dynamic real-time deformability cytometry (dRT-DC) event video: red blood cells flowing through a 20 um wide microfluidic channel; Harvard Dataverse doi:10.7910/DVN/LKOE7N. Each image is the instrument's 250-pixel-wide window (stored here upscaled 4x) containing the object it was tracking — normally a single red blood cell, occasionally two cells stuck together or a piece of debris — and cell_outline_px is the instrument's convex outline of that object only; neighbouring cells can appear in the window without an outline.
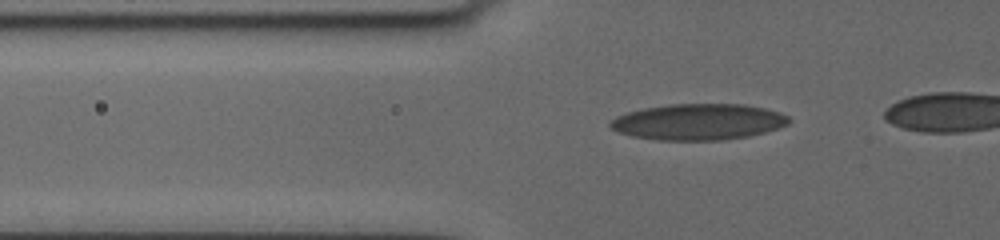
{"species": "human", "species_latin": "Homo sapiens", "temperature_condition": "cold", "stored_images_in_passage": 17, "segment_of_instrument_passage": [1, 2], "camera_frame_rate_fps": 3000, "um_per_image_px": 0.085, "donor": {"sex": "female"}, "frame": {"image": 1, "passage_image": 8, "time_ms": 4.0, "image_size_px": [1000, 240], "cell_outline_px": [[788, 124], [764, 132], [748, 136], [724, 140], [656, 140], [632, 136], [620, 132], [612, 128], [608, 124], [616, 116], [628, 112], [644, 108], [672, 104], [744, 104], [764, 108], [780, 112], [788, 116]], "centroid_in_image_um": [59.35, 10.36], "position_along_channel_um": 66.4, "area_um2": 37.4}}
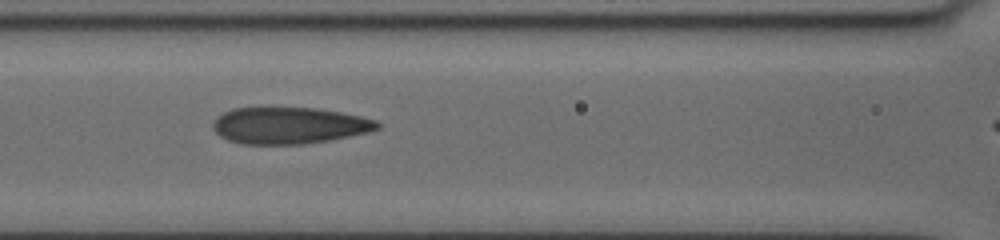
{"frame": {"image": 2, "passage_image": 13, "time_ms": 6.333, "image_size_px": [1000, 240], "cell_outline_px": [[380, 128], [372, 132], [332, 140], [304, 144], [240, 144], [228, 140], [220, 136], [212, 128], [212, 120], [216, 116], [232, 108], [264, 104], [268, 104], [316, 108], [340, 112], [360, 116], [376, 120], [380, 124]], "centroid_in_image_um": [24.53, 10.62], "position_along_channel_um": 142.1, "area_um2": 36.7}}
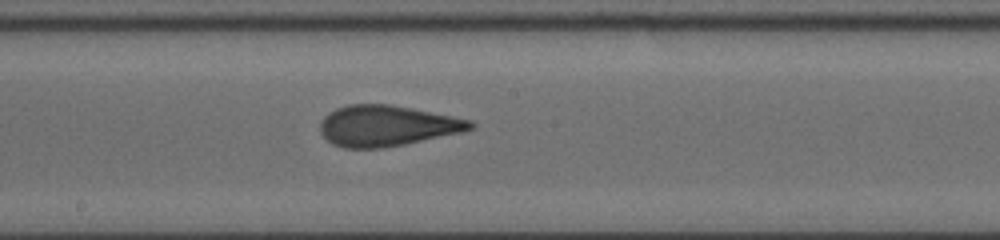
{"frame": {"image": 3, "passage_image": 16, "time_ms": 8.333, "image_size_px": [1000, 240], "cell_outline_px": [[476, 124], [472, 128], [464, 132], [404, 144], [380, 148], [344, 148], [332, 144], [320, 132], [320, 120], [324, 116], [336, 108], [348, 104], [388, 104], [412, 108], [472, 120]], "centroid_in_image_um": [32.88, 10.69], "position_along_channel_um": 215.3, "area_um2": 35.72}}